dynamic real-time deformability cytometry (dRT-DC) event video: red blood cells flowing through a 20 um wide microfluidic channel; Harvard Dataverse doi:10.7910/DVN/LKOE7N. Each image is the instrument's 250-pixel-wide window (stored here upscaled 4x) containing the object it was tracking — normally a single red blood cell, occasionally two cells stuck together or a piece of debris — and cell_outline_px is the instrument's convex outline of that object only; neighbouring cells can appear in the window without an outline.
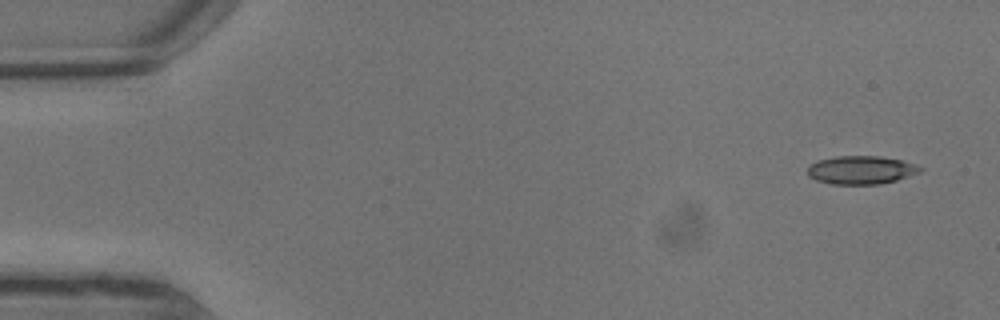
{"species": "common noctule bat (a hibernating species)", "species_latin": "Nyctalus noctula", "temperature_condition": "warm", "stored_images_in_passage": 8, "camera_frame_rate_fps": 3000, "um_per_image_px": 0.085, "animal": {"sex": "male", "body_mass_g": 13.3}, "frame": {"image": 1, "passage_image": 1, "time_ms": 0.0, "image_size_px": [1000, 320], "cell_outline_px": [[924, 168], [920, 172], [896, 180], [880, 184], [832, 184], [816, 180], [808, 176], [808, 168], [812, 164], [820, 160], [836, 156], [880, 156], [900, 160], [916, 164]], "centroid_in_image_um": [73.21, 14.45], "position_along_channel_um": 11.8, "area_um2": 18.44}}
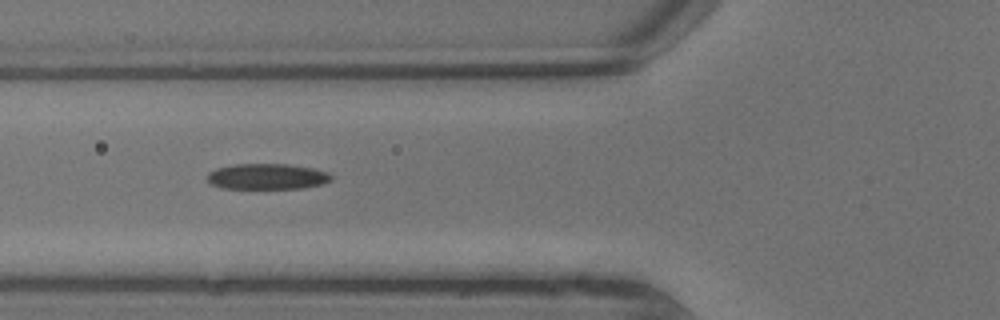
{"frame": {"image": 2, "passage_image": 7, "time_ms": 2.0, "image_size_px": [1000, 320], "cell_outline_px": [[332, 180], [324, 184], [304, 188], [220, 188], [208, 184], [208, 172], [216, 168], [236, 164], [288, 164], [312, 168], [328, 172], [332, 176]], "centroid_in_image_um": [22.7, 15.01], "position_along_channel_um": 103.1, "area_um2": 18.73}}
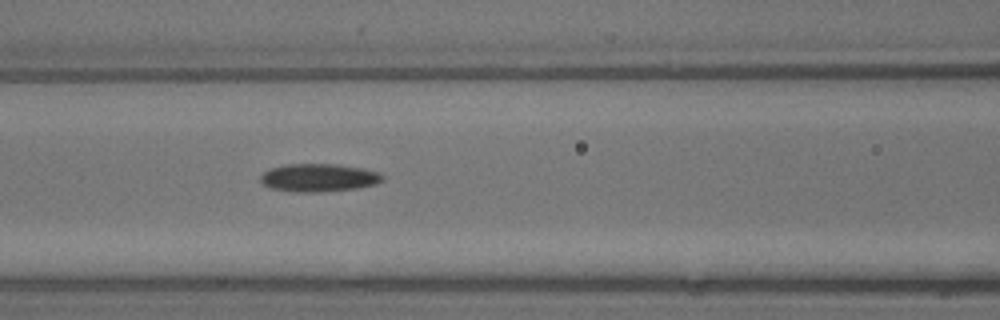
{"frame": {"image": 3, "passage_image": 8, "time_ms": 2.333, "image_size_px": [1000, 320], "cell_outline_px": [[384, 180], [376, 184], [356, 188], [320, 192], [296, 192], [272, 188], [264, 184], [260, 180], [260, 176], [268, 168], [284, 164], [336, 164], [364, 168], [380, 172], [384, 176]], "centroid_in_image_um": [27.11, 15.09], "position_along_channel_um": 139.5, "area_um2": 20.06}}